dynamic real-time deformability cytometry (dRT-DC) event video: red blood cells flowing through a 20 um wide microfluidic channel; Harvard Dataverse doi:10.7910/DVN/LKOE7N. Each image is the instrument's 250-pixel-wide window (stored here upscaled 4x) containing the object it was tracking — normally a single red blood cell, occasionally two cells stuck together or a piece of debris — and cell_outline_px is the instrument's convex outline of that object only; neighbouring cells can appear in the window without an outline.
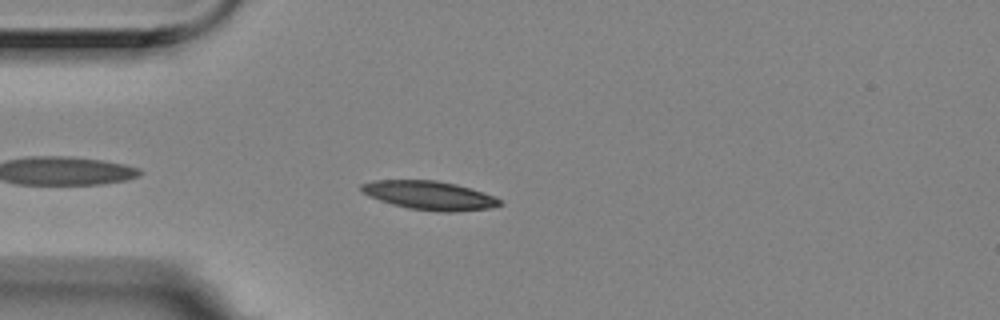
{"species": "Egyptian fruit bat (a non-hibernating species)", "species_latin": "Rousettus aegyptiacus", "temperature_condition": "room temperature", "stored_images_in_passage": 4, "camera_frame_rate_fps": 3000, "um_per_image_px": 0.085, "animal": {"sex": "female"}, "frame": {"image": 1, "passage_image": 4, "time_ms": 1.0, "image_size_px": [1000, 320], "cell_outline_px": [[504, 204], [492, 208], [456, 212], [440, 212], [408, 208], [392, 204], [368, 196], [360, 188], [360, 184], [376, 180], [436, 180], [456, 184], [472, 188], [496, 196]], "centroid_in_image_um": [36.56, 16.61], "position_along_channel_um": 48.4, "area_um2": 23.41}}